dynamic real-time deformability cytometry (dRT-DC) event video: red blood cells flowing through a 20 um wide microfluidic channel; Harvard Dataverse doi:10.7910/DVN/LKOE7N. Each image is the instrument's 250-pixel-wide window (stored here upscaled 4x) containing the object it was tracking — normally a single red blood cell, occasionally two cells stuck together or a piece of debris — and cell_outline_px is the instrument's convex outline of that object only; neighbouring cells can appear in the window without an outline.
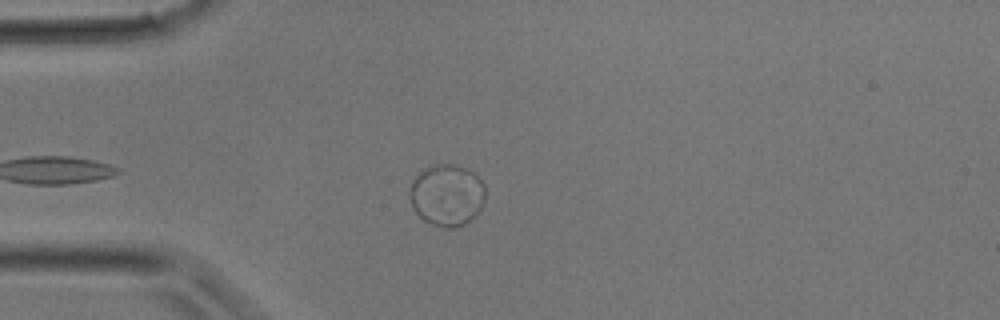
{"species": "common noctule bat (a hibernating species)", "species_latin": "Nyctalus noctula", "temperature_condition": "room temperature", "stored_images_in_passage": 29, "camera_frame_rate_fps": 3000, "um_per_image_px": 0.085, "animal": {"sex": "male", "body_mass_g": 17.9}, "frame": {"image": 1, "passage_image": 5, "time_ms": 1.333, "image_size_px": [1000, 320], "cell_outline_px": [[484, 200], [480, 208], [464, 224], [452, 228], [444, 228], [432, 224], [424, 220], [412, 208], [408, 192], [412, 180], [424, 168], [436, 164], [452, 164], [468, 168], [484, 184]], "centroid_in_image_um": [37.94, 16.57], "position_along_channel_um": 47.1, "area_um2": 27.05}}
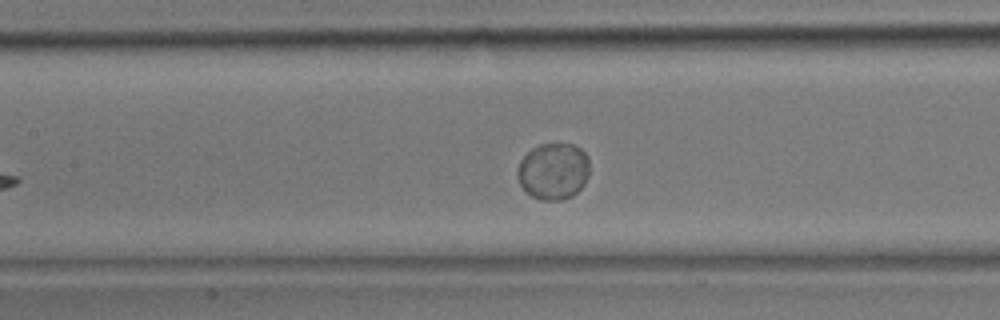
{"frame": {"image": 2, "passage_image": 12, "time_ms": 3.667, "image_size_px": [1000, 320], "cell_outline_px": [[588, 176], [584, 184], [572, 196], [564, 200], [540, 200], [532, 196], [520, 184], [516, 172], [520, 160], [532, 148], [540, 144], [572, 144], [580, 148], [588, 156]], "centroid_in_image_um": [47.03, 14.55], "position_along_channel_um": 160.4, "area_um2": 23.76}}
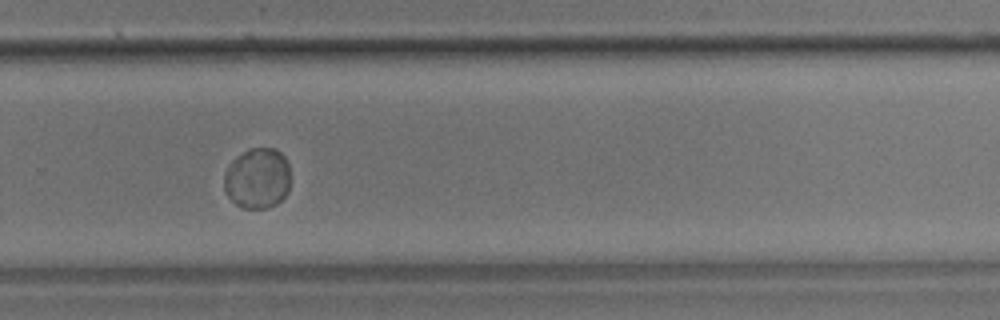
{"frame": {"image": 3, "passage_image": 20, "time_ms": 6.333, "image_size_px": [1000, 320], "cell_outline_px": [[288, 192], [276, 204], [264, 208], [240, 208], [228, 196], [224, 188], [224, 172], [232, 160], [236, 156], [248, 148], [276, 148], [284, 156], [288, 164]], "centroid_in_image_um": [21.85, 15.14], "position_along_channel_um": 307.9, "area_um2": 23.47}}